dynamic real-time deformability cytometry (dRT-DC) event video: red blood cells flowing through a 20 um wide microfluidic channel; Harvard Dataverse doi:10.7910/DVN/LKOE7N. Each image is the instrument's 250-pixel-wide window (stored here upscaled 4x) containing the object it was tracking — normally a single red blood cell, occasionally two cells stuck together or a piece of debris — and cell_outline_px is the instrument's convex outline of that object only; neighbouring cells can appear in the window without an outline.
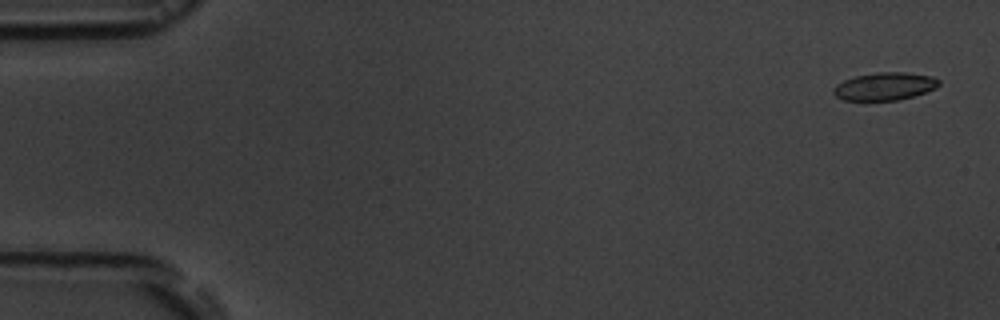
{"species": "common noctule bat (a hibernating species)", "species_latin": "Nyctalus noctula", "temperature_condition": "room temperature", "stored_images_in_passage": 3, "camera_frame_rate_fps": 3000, "um_per_image_px": 0.085, "animal": {"sex": "male", "body_mass_g": 19.5, "forearm_length_mm": 54.6}, "frame": {"image": 1, "passage_image": 1, "time_ms": 0.0, "image_size_px": [1000, 320], "cell_outline_px": [[940, 84], [936, 88], [912, 96], [896, 100], [844, 100], [836, 96], [832, 92], [832, 88], [836, 84], [844, 80], [856, 76], [880, 72], [904, 72], [932, 76], [940, 80]], "centroid_in_image_um": [75.19, 7.33], "position_along_channel_um": 9.8, "area_um2": 16.94}}